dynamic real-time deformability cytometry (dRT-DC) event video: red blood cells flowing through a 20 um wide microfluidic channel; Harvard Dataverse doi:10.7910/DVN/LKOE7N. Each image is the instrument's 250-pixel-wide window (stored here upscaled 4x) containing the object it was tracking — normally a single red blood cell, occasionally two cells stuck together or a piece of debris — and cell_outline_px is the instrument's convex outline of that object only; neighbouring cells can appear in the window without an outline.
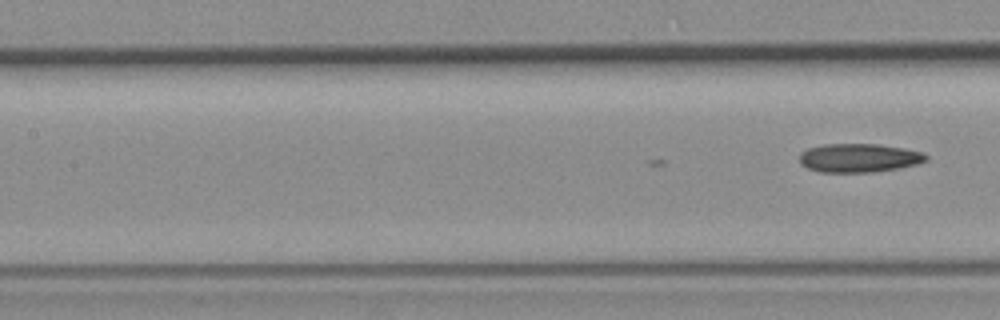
{"species": "common noctule bat (a hibernating species)", "species_latin": "Nyctalus noctula", "temperature_condition": "room temperature", "stored_images_in_passage": 4, "segment_of_instrument_passage": [2, 2], "camera_frame_rate_fps": 3000, "um_per_image_px": 0.085, "animal": {"sex": "female", "body_mass_g": 19.3, "forearm_length_mm": 54.1}, "frame": {"image": 1, "passage_image": 4, "time_ms": 4.333, "image_size_px": [1000, 320], "cell_outline_px": [[928, 160], [916, 164], [900, 168], [876, 172], [820, 172], [808, 168], [800, 164], [800, 152], [808, 148], [824, 144], [876, 144], [904, 148], [920, 152], [928, 156]], "centroid_in_image_um": [73.0, 13.43], "position_along_channel_um": 134.4, "area_um2": 21.21}}